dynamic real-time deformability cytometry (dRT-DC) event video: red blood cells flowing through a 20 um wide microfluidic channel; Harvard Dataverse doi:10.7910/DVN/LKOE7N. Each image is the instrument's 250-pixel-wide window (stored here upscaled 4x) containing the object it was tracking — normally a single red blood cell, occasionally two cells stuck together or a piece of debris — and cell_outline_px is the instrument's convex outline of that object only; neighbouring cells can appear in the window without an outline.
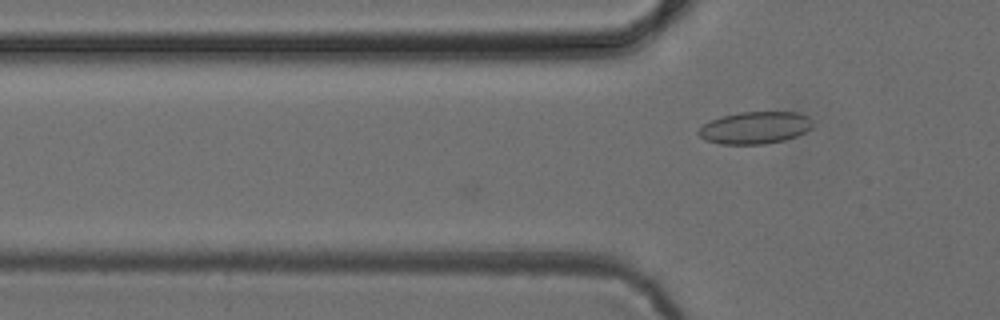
{"species": "common noctule bat (a hibernating species)", "species_latin": "Nyctalus noctula", "temperature_condition": "cold", "stored_images_in_passage": 7, "camera_frame_rate_fps": 3000, "um_per_image_px": 0.085, "animal": {"sex": "female", "body_mass_g": 24.6, "forearm_length_mm": 56.2}, "frame": {"image": 1, "passage_image": 5, "time_ms": 4.667, "image_size_px": [1000, 320], "cell_outline_px": [[812, 128], [796, 136], [784, 140], [764, 144], [720, 144], [704, 140], [696, 132], [704, 124], [720, 116], [740, 112], [796, 112], [808, 116], [812, 120]], "centroid_in_image_um": [64.17, 10.86], "position_along_channel_um": 61.6, "area_um2": 21.44}}
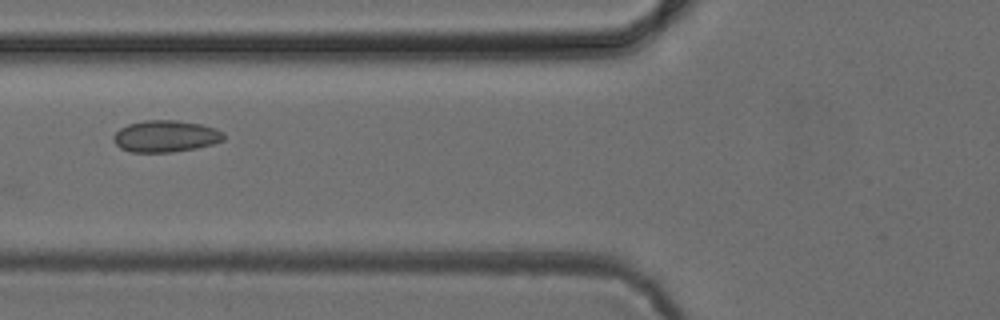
{"frame": {"image": 2, "passage_image": 6, "time_ms": 6.0, "image_size_px": [1000, 320], "cell_outline_px": [[224, 140], [212, 144], [196, 148], [172, 152], [132, 152], [120, 148], [112, 140], [112, 136], [120, 128], [128, 124], [144, 120], [176, 120], [200, 124], [216, 128], [224, 132]], "centroid_in_image_um": [14.07, 11.57], "position_along_channel_um": 111.7, "area_um2": 20.46}}